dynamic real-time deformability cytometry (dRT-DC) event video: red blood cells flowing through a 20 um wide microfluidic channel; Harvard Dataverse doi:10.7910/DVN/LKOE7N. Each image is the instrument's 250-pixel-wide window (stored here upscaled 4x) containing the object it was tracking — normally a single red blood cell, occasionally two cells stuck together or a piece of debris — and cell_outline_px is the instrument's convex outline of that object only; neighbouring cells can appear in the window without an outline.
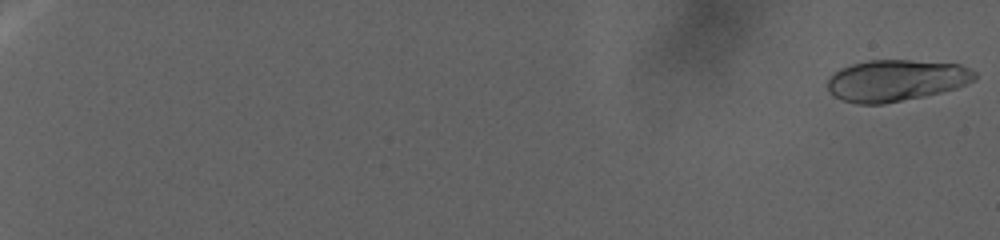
{"species": "human", "species_latin": "Homo sapiens", "temperature_condition": "warm", "stored_images_in_passage": 81, "camera_frame_rate_fps": 3000, "um_per_image_px": 0.085, "donor": {"sex": "female"}, "frame": {"image": 1, "passage_image": 1, "time_ms": 0.0, "image_size_px": [1000, 240], "cell_outline_px": [[976, 80], [956, 88], [924, 96], [884, 104], [856, 104], [840, 100], [832, 96], [828, 92], [828, 76], [840, 68], [852, 64], [868, 60], [912, 60], [960, 64], [976, 72]], "centroid_in_image_um": [76.13, 6.84], "position_along_channel_um": 8.9, "area_um2": 35.95}}
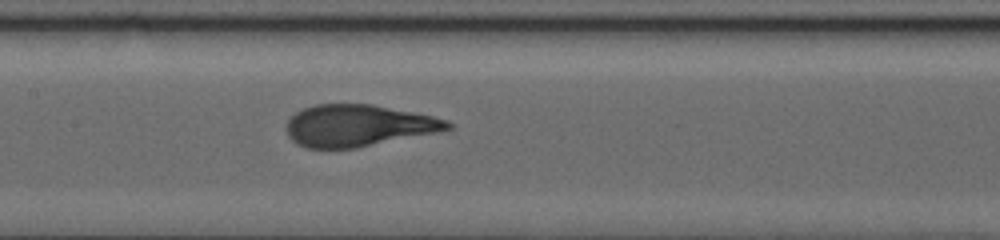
{"frame": {"image": 2, "passage_image": 47, "time_ms": 29.667, "image_size_px": [1000, 240], "cell_outline_px": [[452, 128], [440, 132], [356, 148], [308, 148], [296, 144], [288, 136], [284, 128], [288, 120], [296, 112], [304, 108], [316, 104], [372, 104], [432, 116], [448, 120], [452, 124]], "centroid_in_image_um": [30.44, 10.68], "position_along_channel_um": 177.0, "area_um2": 39.36}}
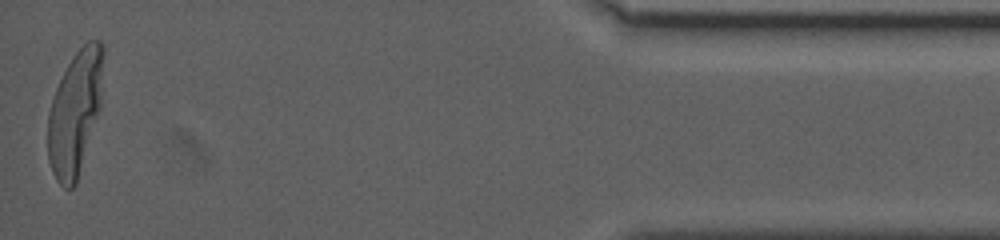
{"frame": {"image": 3, "passage_image": 80, "time_ms": 50.667, "image_size_px": [1000, 240], "cell_outline_px": [[104, 52], [100, 108], [76, 184], [72, 188], [64, 188], [56, 180], [52, 172], [48, 160], [48, 112], [56, 88], [72, 56], [88, 40], [100, 40], [104, 44]], "centroid_in_image_um": [6.38, 9.57], "position_along_channel_um": 428.8, "area_um2": 40.06}}